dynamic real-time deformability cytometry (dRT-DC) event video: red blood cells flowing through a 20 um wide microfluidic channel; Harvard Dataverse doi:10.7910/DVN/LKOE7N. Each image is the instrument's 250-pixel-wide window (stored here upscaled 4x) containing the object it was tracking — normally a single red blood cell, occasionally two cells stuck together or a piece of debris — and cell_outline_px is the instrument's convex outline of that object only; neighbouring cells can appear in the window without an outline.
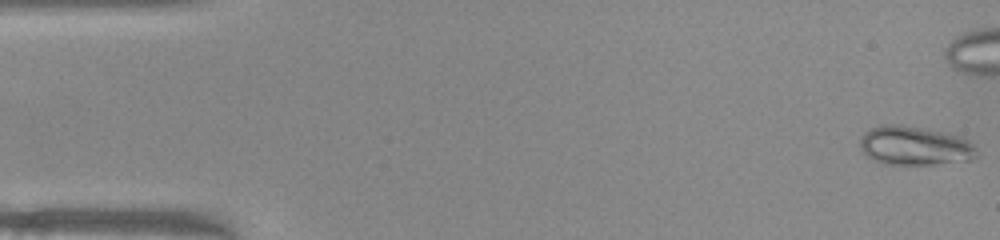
{"species": "common noctule bat (a hibernating species)", "species_latin": "Nyctalus noctula", "temperature_condition": "warm", "stored_images_in_passage": 41, "camera_frame_rate_fps": 3000, "um_per_image_px": 0.085, "animal": {"sex": "female", "body_mass_g": 22.0, "forearm_length_mm": 56.7}, "frame": {"image": 1, "passage_image": 1, "time_ms": 0.0, "image_size_px": [1000, 240], "cell_outline_px": [[976, 156], [972, 160], [932, 164], [880, 164], [872, 160], [860, 148], [860, 136], [864, 132], [880, 124], [900, 124], [932, 128], [948, 132], [960, 136], [968, 140], [976, 148]], "centroid_in_image_um": [77.74, 12.36], "position_along_channel_um": 7.3, "area_um2": 27.05}}
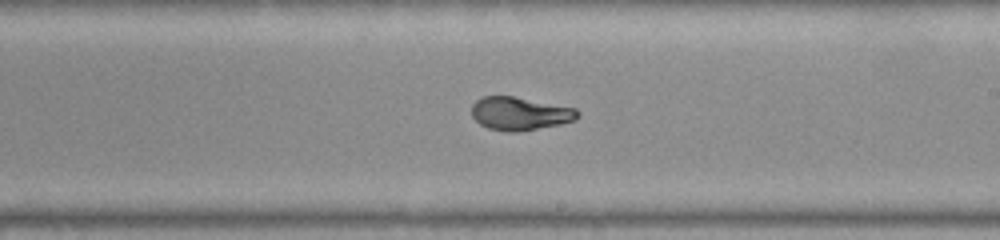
{"frame": {"image": 2, "passage_image": 29, "time_ms": 9.333, "image_size_px": [1000, 240], "cell_outline_px": [[580, 116], [576, 120], [560, 124], [516, 132], [504, 132], [488, 128], [480, 124], [472, 116], [472, 104], [476, 100], [484, 96], [512, 96], [576, 108], [580, 112]], "centroid_in_image_um": [44.2, 9.66], "position_along_channel_um": 244.8, "area_um2": 20.52}}
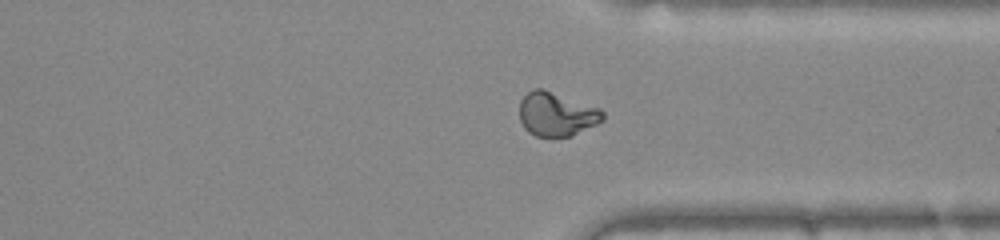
{"frame": {"image": 3, "passage_image": 38, "time_ms": 12.333, "image_size_px": [1000, 240], "cell_outline_px": [[604, 120], [572, 136], [552, 140], [536, 136], [528, 132], [524, 128], [520, 120], [520, 100], [532, 88], [544, 88], [600, 108], [604, 112]], "centroid_in_image_um": [47.3, 9.73], "position_along_channel_um": 364.1, "area_um2": 21.96}}